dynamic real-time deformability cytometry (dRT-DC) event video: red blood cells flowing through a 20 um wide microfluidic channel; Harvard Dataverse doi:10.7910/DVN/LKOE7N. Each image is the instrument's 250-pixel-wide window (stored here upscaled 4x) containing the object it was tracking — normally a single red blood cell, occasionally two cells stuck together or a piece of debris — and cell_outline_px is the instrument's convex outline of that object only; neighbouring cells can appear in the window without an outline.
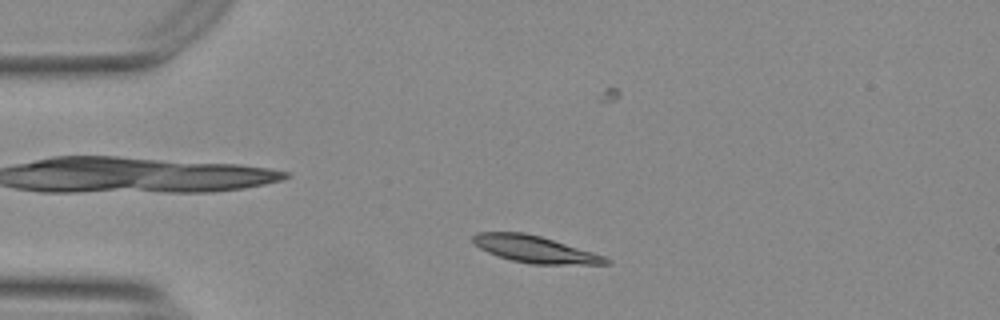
{"species": "Egyptian fruit bat (a non-hibernating species)", "species_latin": "Rousettus aegyptiacus", "temperature_condition": "warm", "stored_images_in_passage": 49, "camera_frame_rate_fps": 3000, "um_per_image_px": 0.085, "animal": {"sex": "female"}, "frame": {"image": 1, "passage_image": 6, "time_ms": 1.667, "image_size_px": [1000, 320], "cell_outline_px": [[612, 264], [528, 264], [512, 260], [488, 252], [480, 248], [472, 240], [472, 236], [476, 232], [524, 232], [540, 236], [592, 252], [604, 256], [612, 260]], "centroid_in_image_um": [45.47, 21.19], "position_along_channel_um": 39.5, "area_um2": 20.58}}
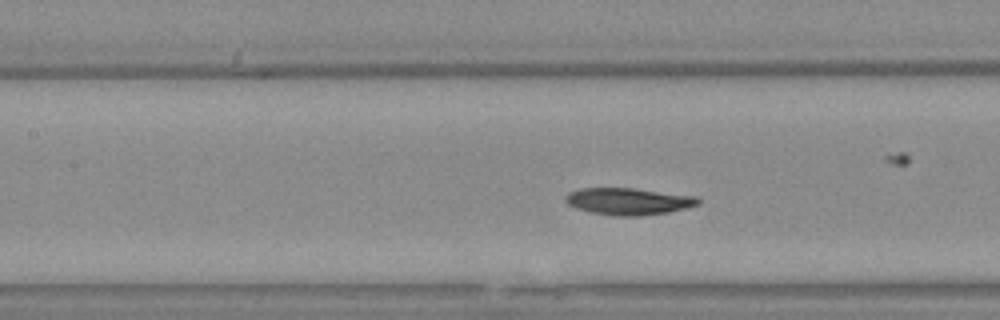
{"frame": {"image": 2, "passage_image": 18, "time_ms": 5.667, "image_size_px": [1000, 320], "cell_outline_px": [[700, 204], [668, 212], [640, 216], [612, 216], [588, 212], [576, 208], [568, 204], [564, 200], [564, 196], [568, 192], [580, 188], [632, 188], [696, 196], [700, 200]], "centroid_in_image_um": [53.36, 17.12], "position_along_channel_um": 154.0, "area_um2": 20.92}}
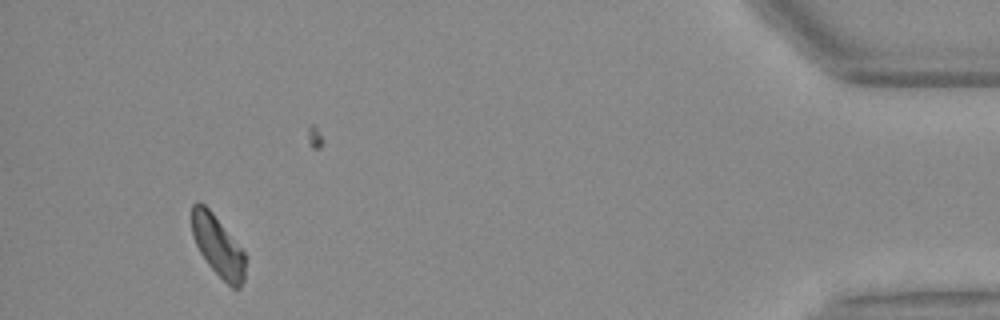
{"frame": {"image": 3, "passage_image": 45, "time_ms": 14.667, "image_size_px": [1000, 320], "cell_outline_px": [[244, 280], [240, 288], [232, 288], [208, 264], [200, 252], [192, 236], [192, 204], [196, 200], [204, 204], [212, 212], [244, 252]], "centroid_in_image_um": [18.49, 20.89], "position_along_channel_um": 416.7, "area_um2": 18.55}, "authors_computed_cell_mechanics": {"area_um2": 20.5768, "velocity_mm_per_s": 3.698, "shape_relaxation_time_tau1_ms": 8.9395, "shape_relaxation_time_tau2_ms": null, "deformation_change_tau1": 0.1767, "deformation_change_tau2": null}}